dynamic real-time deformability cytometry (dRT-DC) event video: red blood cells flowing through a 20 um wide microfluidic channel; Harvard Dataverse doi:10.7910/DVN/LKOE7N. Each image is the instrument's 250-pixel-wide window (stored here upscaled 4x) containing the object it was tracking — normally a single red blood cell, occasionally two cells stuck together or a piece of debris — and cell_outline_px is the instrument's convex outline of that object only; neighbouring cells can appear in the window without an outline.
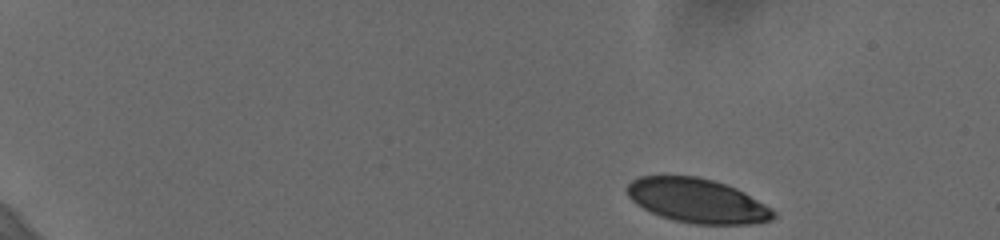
{"species": "human", "species_latin": "Homo sapiens", "temperature_condition": "cold", "stored_images_in_passage": 51, "camera_frame_rate_fps": 3000, "um_per_image_px": 0.085, "donor": {"sex": "female"}, "frame": {"image": 1, "passage_image": 1, "time_ms": 0.0, "image_size_px": [1000, 240], "cell_outline_px": [[776, 216], [772, 220], [752, 224], [692, 224], [660, 216], [636, 204], [628, 196], [624, 188], [632, 180], [640, 176], [696, 176], [712, 180], [736, 188], [744, 192], [772, 208], [776, 212]], "centroid_in_image_um": [59.27, 17.06], "position_along_channel_um": 25.7, "area_um2": 37.74}}
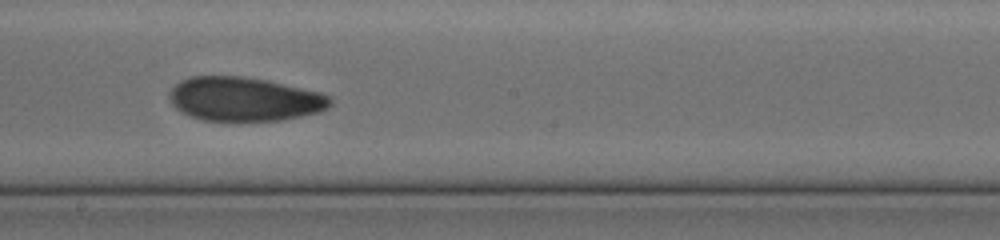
{"frame": {"image": 2, "passage_image": 29, "time_ms": 9.333, "image_size_px": [1000, 240], "cell_outline_px": [[332, 104], [328, 108], [320, 112], [284, 120], [204, 120], [188, 116], [180, 112], [172, 104], [168, 96], [168, 92], [180, 80], [192, 76], [240, 76], [268, 80], [320, 92], [332, 96]], "centroid_in_image_um": [20.78, 8.42], "position_along_channel_um": 227.4, "area_um2": 41.5}}
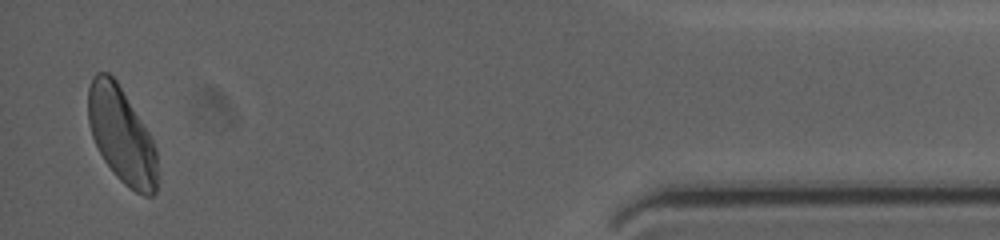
{"frame": {"image": 3, "passage_image": 50, "time_ms": 16.333, "image_size_px": [1000, 240], "cell_outline_px": [[156, 192], [152, 196], [144, 196], [128, 188], [116, 176], [104, 160], [92, 136], [88, 124], [88, 88], [92, 76], [96, 72], [108, 72], [116, 80], [152, 136], [156, 148]], "centroid_in_image_um": [10.33, 11.48], "position_along_channel_um": 424.9, "area_um2": 38.73}, "authors_computed_cell_mechanics": {"area_um2": 40.46, "velocity_mm_per_s": 3.6206, "shape_relaxation_time_tau1_ms": 4.5143, "shape_relaxation_time_tau2_ms": 3.1956, "deformation_change_tau1": 0.1213, "deformation_change_tau2": 0.0848}}